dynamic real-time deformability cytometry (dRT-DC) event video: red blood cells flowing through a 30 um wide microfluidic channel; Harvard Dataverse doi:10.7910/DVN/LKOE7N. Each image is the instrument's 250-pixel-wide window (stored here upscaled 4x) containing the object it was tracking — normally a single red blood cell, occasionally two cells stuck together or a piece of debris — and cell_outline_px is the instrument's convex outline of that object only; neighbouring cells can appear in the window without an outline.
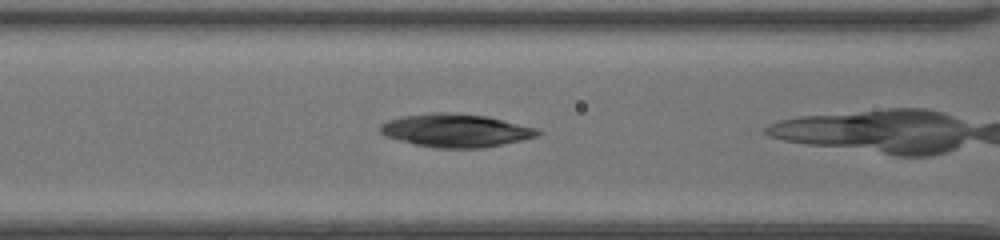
{"species": "common noctule bat (a hibernating species)", "species_latin": "Nyctalus noctula", "temperature_condition": "room temperature", "stored_images_in_passage": 15, "camera_frame_rate_fps": 3000, "um_per_image_px": 0.085, "animal": {"sex": "female", "body_mass_g": 20.0, "forearm_length_mm": 54.0}, "frame": {"image": 1, "passage_image": 4, "time_ms": 1.0, "image_size_px": [1000, 240], "cell_outline_px": [[540, 132], [536, 136], [520, 140], [480, 148], [436, 148], [416, 144], [384, 136], [380, 132], [380, 124], [388, 120], [404, 116], [432, 112], [452, 112], [484, 116], [536, 128]], "centroid_in_image_um": [38.67, 11.08], "position_along_channel_um": 127.9, "area_um2": 29.94}}
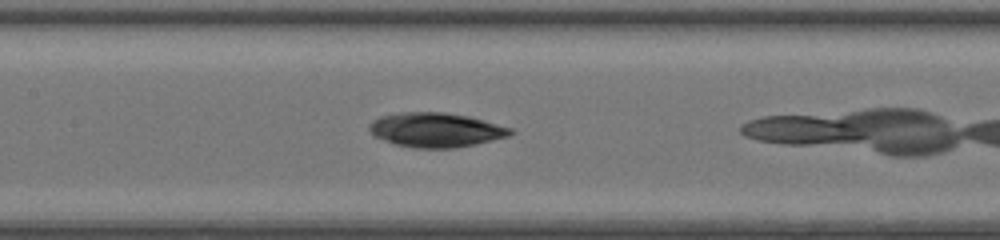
{"frame": {"image": 2, "passage_image": 7, "time_ms": 2.0, "image_size_px": [1000, 240], "cell_outline_px": [[516, 132], [508, 136], [476, 144], [456, 148], [416, 148], [396, 144], [376, 136], [368, 128], [368, 124], [372, 120], [380, 116], [400, 112], [444, 112], [468, 116], [484, 120], [512, 128]], "centroid_in_image_um": [37.07, 11.03], "position_along_channel_um": 170.3, "area_um2": 28.26}}
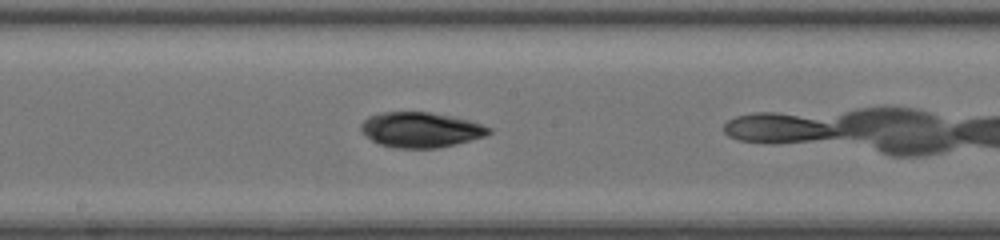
{"frame": {"image": 3, "passage_image": 10, "time_ms": 3.0, "image_size_px": [1000, 240], "cell_outline_px": [[492, 132], [484, 136], [456, 144], [436, 148], [396, 148], [380, 144], [372, 140], [360, 132], [360, 124], [368, 116], [380, 112], [432, 112], [452, 116], [468, 120], [492, 128]], "centroid_in_image_um": [35.73, 11.02], "position_along_channel_um": 212.5, "area_um2": 26.3}}